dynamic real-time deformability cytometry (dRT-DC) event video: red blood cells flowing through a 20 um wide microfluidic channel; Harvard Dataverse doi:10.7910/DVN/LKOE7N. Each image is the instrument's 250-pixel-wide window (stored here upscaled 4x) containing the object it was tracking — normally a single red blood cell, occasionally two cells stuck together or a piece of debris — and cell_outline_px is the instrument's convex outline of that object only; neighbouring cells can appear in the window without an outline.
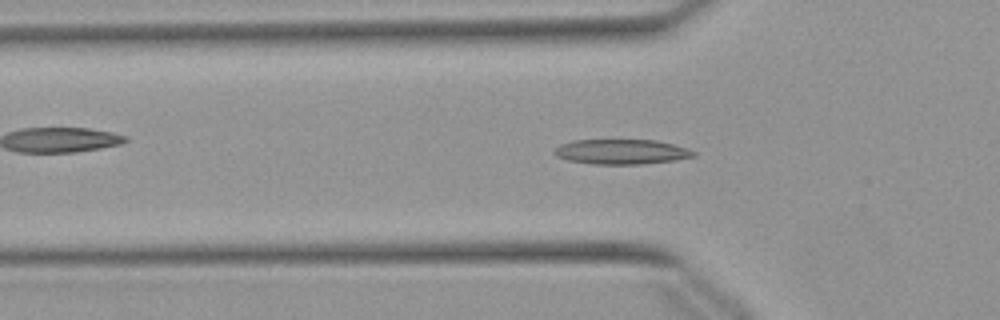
{"species": "Egyptian fruit bat (a non-hibernating species)", "species_latin": "Rousettus aegyptiacus", "temperature_condition": "warm", "stored_images_in_passage": 47, "camera_frame_rate_fps": 3000, "um_per_image_px": 0.085, "animal": {"sex": "female"}, "frame": {"image": 1, "passage_image": 12, "time_ms": 3.667, "image_size_px": [1000, 320], "cell_outline_px": [[696, 156], [676, 160], [640, 164], [592, 164], [568, 160], [556, 156], [552, 152], [560, 144], [572, 140], [656, 140], [688, 148], [696, 152]], "centroid_in_image_um": [52.82, 12.9], "position_along_channel_um": 73.0, "area_um2": 20.29}}
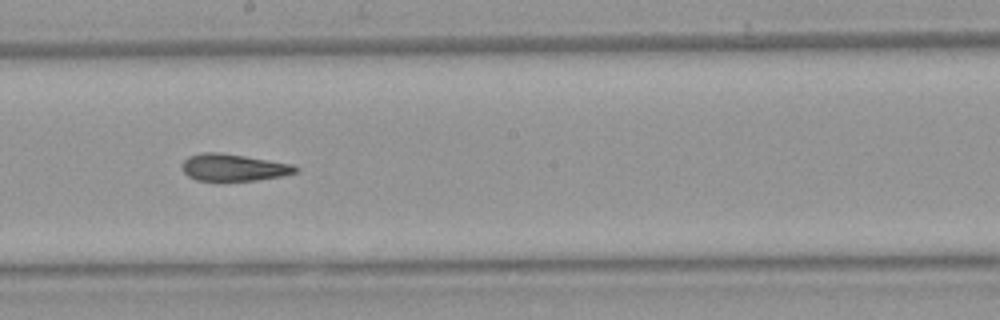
{"frame": {"image": 2, "passage_image": 24, "time_ms": 7.667, "image_size_px": [1000, 320], "cell_outline_px": [[300, 168], [296, 172], [280, 176], [256, 180], [196, 180], [188, 176], [184, 172], [180, 164], [188, 156], [200, 152], [220, 152], [292, 164]], "centroid_in_image_um": [19.8, 14.22], "position_along_channel_um": 228.4, "area_um2": 17.74}}
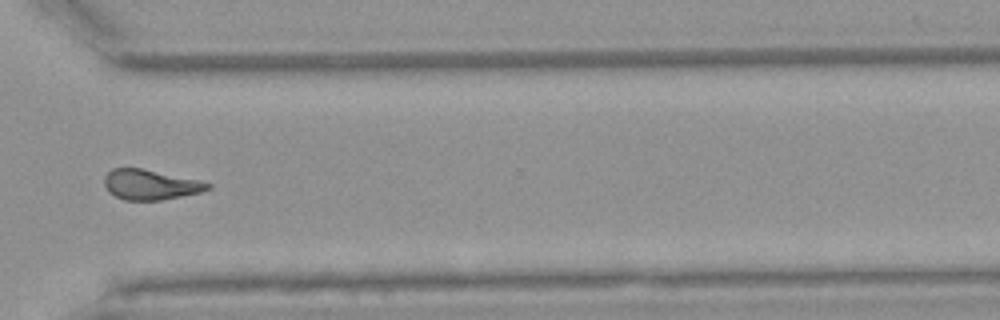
{"frame": {"image": 3, "passage_image": 34, "time_ms": 11.0, "image_size_px": [1000, 320], "cell_outline_px": [[212, 188], [200, 192], [160, 200], [124, 200], [108, 192], [104, 184], [104, 176], [112, 168], [140, 168], [196, 180], [212, 184]], "centroid_in_image_um": [12.73, 15.7], "position_along_channel_um": 357.9, "area_um2": 17.86}, "authors_computed_cell_mechanics": {"area_um2": 18.4382, "velocity_mm_per_s": 3.8676, "shape_relaxation_time_tau1_ms": null, "shape_relaxation_time_tau2_ms": 5.7218, "deformation_change_tau1": null, "deformation_change_tau2": 0.1504}}